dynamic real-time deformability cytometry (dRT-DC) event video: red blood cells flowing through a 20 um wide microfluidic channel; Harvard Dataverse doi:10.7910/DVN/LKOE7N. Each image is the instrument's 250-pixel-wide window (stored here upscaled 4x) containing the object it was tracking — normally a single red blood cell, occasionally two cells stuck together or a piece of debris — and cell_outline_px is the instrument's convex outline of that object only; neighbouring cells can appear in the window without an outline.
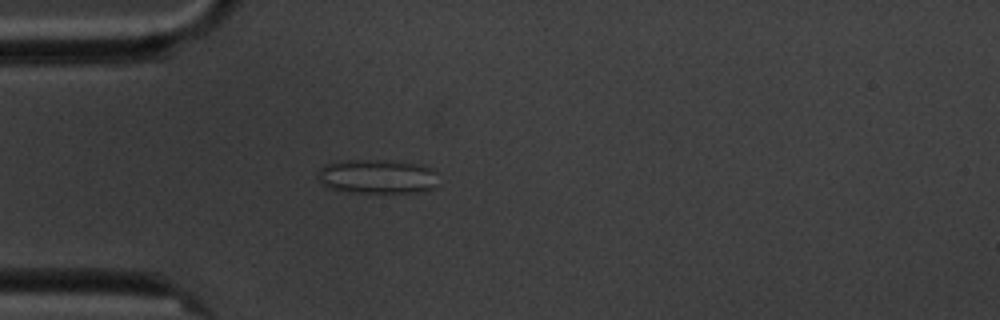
{"species": "common noctule bat (a hibernating species)", "species_latin": "Nyctalus noctula", "temperature_condition": "cold", "stored_images_in_passage": 3, "camera_frame_rate_fps": 3000, "um_per_image_px": 0.085, "animal": {"sex": "male", "body_mass_g": 20.1, "forearm_length_mm": 53.5}, "frame": {"image": 1, "passage_image": 3, "time_ms": 2.333, "image_size_px": [1000, 320], "cell_outline_px": [[436, 172], [432, 188], [424, 192], [348, 192], [332, 188], [324, 184], [316, 176], [320, 168], [324, 164], [344, 160], [384, 160], [424, 164], [432, 168]], "centroid_in_image_um": [32.05, 14.98], "position_along_channel_um": 52.9, "area_um2": 23.99}}